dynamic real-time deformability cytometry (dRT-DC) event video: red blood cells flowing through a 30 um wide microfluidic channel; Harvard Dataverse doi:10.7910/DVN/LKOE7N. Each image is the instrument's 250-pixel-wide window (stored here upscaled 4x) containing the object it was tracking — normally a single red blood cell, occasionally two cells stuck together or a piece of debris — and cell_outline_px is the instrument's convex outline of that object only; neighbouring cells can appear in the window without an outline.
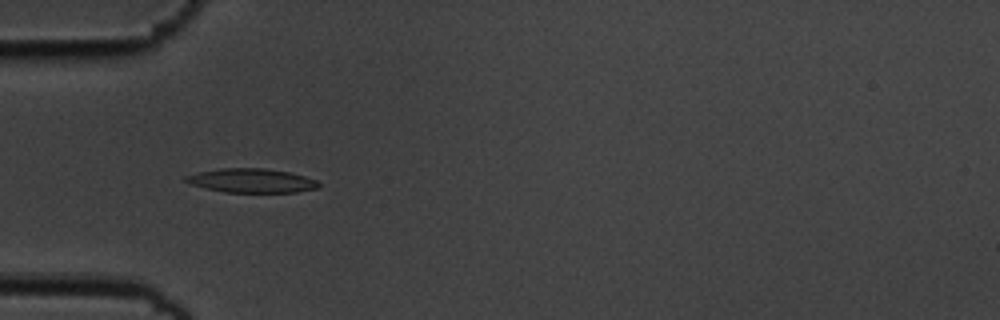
{"species": "common noctule bat (a hibernating species)", "species_latin": "Nyctalus noctula", "temperature_condition": "cold", "stored_images_in_passage": 9, "camera_frame_rate_fps": 3000, "um_per_image_px": 0.085, "animal": {"sex": "male", "body_mass_g": 19.5, "forearm_length_mm": 54.6}, "frame": {"image": 1, "passage_image": 6, "time_ms": 1.667, "image_size_px": [1000, 320], "cell_outline_px": [[320, 184], [316, 188], [296, 192], [224, 192], [192, 184], [184, 180], [184, 176], [196, 172], [220, 168], [264, 168], [288, 172], [304, 176], [316, 180]], "centroid_in_image_um": [21.35, 15.34], "position_along_channel_um": 63.6, "area_um2": 18.44}}
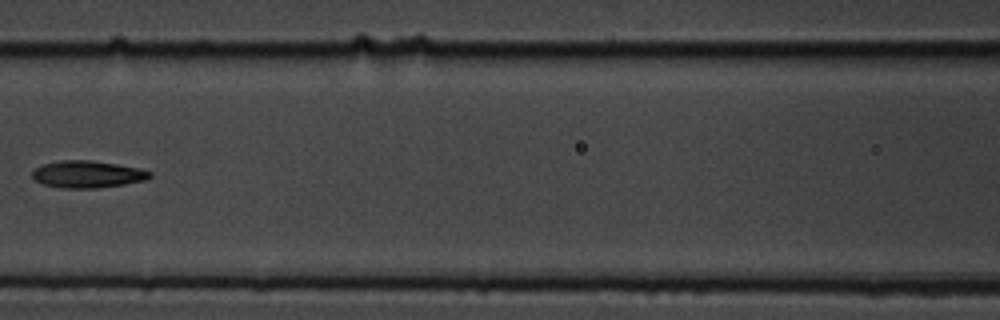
{"frame": {"image": 2, "passage_image": 8, "time_ms": 2.333, "image_size_px": [1000, 320], "cell_outline_px": [[152, 176], [144, 180], [124, 184], [96, 188], [60, 188], [44, 184], [32, 180], [32, 172], [36, 168], [44, 164], [60, 160], [92, 160], [140, 168], [152, 172]], "centroid_in_image_um": [7.42, 14.81], "position_along_channel_um": 159.2, "area_um2": 18.55}}
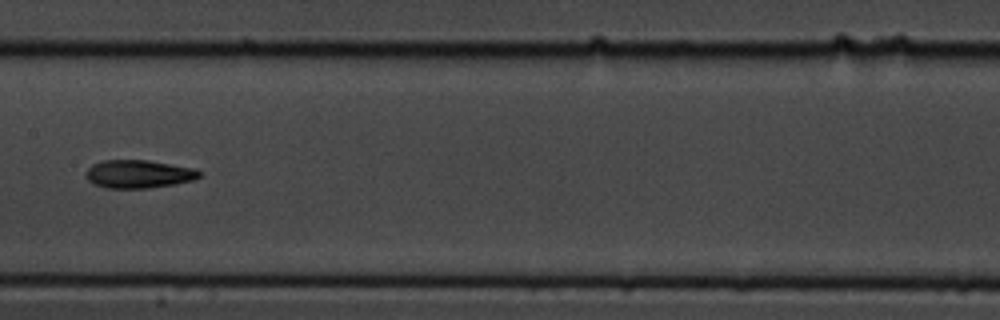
{"frame": {"image": 3, "passage_image": 9, "time_ms": 2.667, "image_size_px": [1000, 320], "cell_outline_px": [[200, 176], [192, 180], [176, 184], [148, 188], [108, 188], [96, 184], [88, 180], [84, 176], [84, 172], [92, 164], [104, 160], [148, 160], [196, 168], [200, 172]], "centroid_in_image_um": [11.77, 14.78], "position_along_channel_um": 195.6, "area_um2": 18.67}}